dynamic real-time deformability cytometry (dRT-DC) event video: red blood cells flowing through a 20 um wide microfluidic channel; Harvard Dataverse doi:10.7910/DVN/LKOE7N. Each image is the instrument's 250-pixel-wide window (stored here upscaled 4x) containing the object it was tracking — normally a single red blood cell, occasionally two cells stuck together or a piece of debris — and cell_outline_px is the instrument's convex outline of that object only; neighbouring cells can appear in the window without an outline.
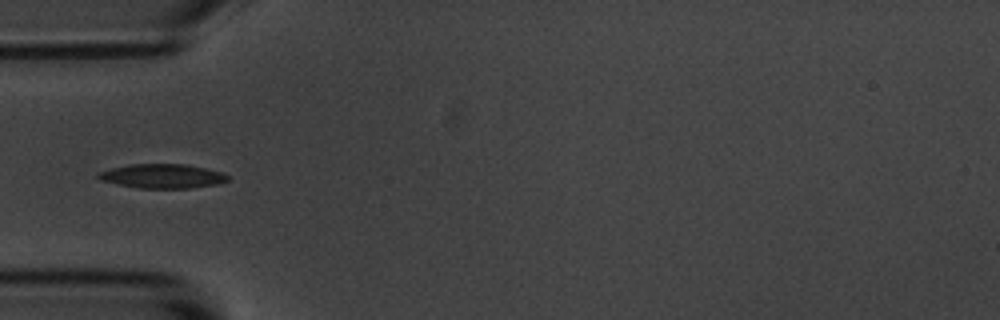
{"species": "common noctule bat (a hibernating species)", "species_latin": "Nyctalus noctula", "temperature_condition": "room temperature", "stored_images_in_passage": 5, "camera_frame_rate_fps": 3000, "um_per_image_px": 0.085, "animal": {"sex": "male", "body_mass_g": 20.1, "forearm_length_mm": 53.5}, "frame": {"image": 1, "passage_image": 5, "time_ms": 4.667, "image_size_px": [1000, 320], "cell_outline_px": [[228, 180], [220, 184], [192, 188], [136, 188], [100, 180], [96, 176], [96, 172], [128, 164], [184, 164], [224, 172], [228, 176]], "centroid_in_image_um": [13.8, 14.97], "position_along_channel_um": 71.2, "area_um2": 18.44}}